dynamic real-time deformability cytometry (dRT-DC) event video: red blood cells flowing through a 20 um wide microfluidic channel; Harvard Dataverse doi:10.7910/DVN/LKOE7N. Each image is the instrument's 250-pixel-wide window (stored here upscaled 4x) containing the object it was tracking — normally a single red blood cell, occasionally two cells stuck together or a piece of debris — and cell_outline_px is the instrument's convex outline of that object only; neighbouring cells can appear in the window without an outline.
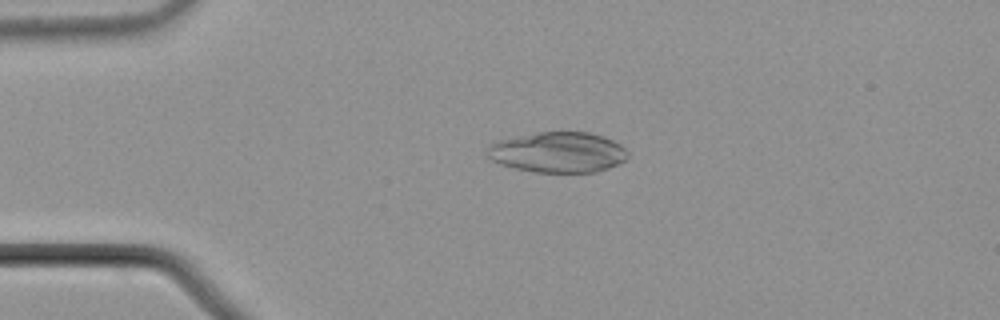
{"species": "common noctule bat (a hibernating species)", "species_latin": "Nyctalus noctula", "temperature_condition": "cold", "stored_images_in_passage": 2, "camera_frame_rate_fps": 3000, "um_per_image_px": 0.085, "animal": {"sex": "male", "body_mass_g": 21.5, "forearm_length_mm": 52.0}, "frame": {"image": 1, "passage_image": 1, "time_ms": 0.0, "image_size_px": [1000, 320], "cell_outline_px": [[628, 156], [620, 164], [596, 172], [536, 172], [516, 168], [500, 164], [492, 160], [488, 156], [488, 144], [500, 140], [516, 136], [540, 132], [588, 132], [604, 136], [620, 144], [628, 152]], "centroid_in_image_um": [47.45, 12.94], "position_along_channel_um": 37.6, "area_um2": 33.12}}